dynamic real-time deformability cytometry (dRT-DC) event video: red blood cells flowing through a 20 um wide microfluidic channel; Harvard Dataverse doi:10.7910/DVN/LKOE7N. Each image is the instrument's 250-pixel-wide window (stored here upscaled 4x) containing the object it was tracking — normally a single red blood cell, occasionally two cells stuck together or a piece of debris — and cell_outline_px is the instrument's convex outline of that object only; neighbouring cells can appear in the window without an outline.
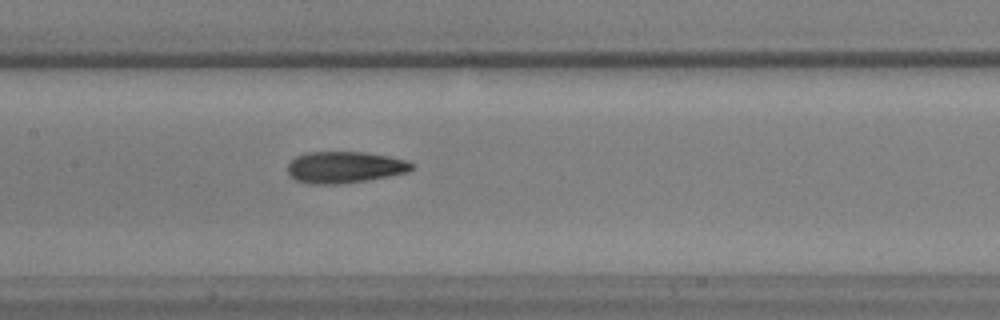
{"species": "common noctule bat (a hibernating species)", "species_latin": "Nyctalus noctula", "temperature_condition": "warm", "stored_images_in_passage": 35, "camera_frame_rate_fps": 3000, "um_per_image_px": 0.085, "animal": {"sex": "male", "body_mass_g": 17.9, "forearm_length_mm": 54.2}, "frame": {"image": 1, "passage_image": 14, "time_ms": 4.333, "image_size_px": [1000, 320], "cell_outline_px": [[412, 168], [408, 172], [388, 176], [364, 180], [336, 184], [308, 184], [296, 180], [288, 176], [288, 164], [296, 156], [308, 152], [364, 152], [388, 156], [408, 160], [412, 164]], "centroid_in_image_um": [29.26, 14.21], "position_along_channel_um": 178.1, "area_um2": 22.72}}
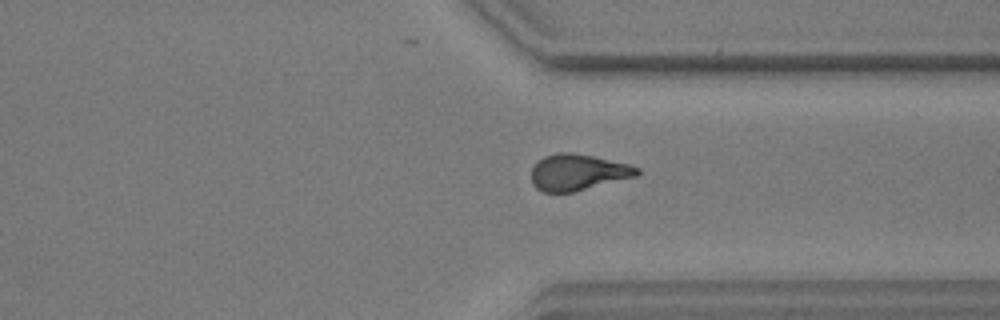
{"frame": {"image": 2, "passage_image": 27, "time_ms": 8.667, "image_size_px": [1000, 320], "cell_outline_px": [[640, 172], [636, 176], [572, 192], [544, 192], [536, 188], [532, 184], [532, 168], [544, 156], [556, 152], [572, 152], [592, 156], [628, 164], [640, 168]], "centroid_in_image_um": [49.1, 14.64], "position_along_channel_um": 362.3, "area_um2": 22.08}}
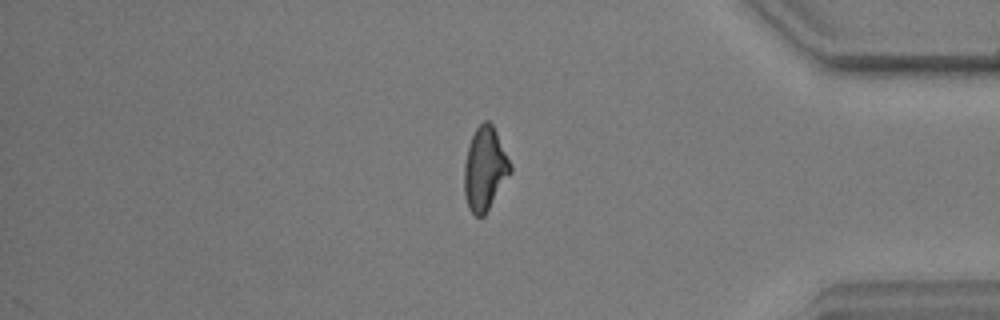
{"frame": {"image": 3, "passage_image": 31, "time_ms": 10.0, "image_size_px": [1000, 320], "cell_outline_px": [[512, 172], [484, 216], [476, 216], [468, 208], [464, 196], [464, 164], [468, 148], [472, 136], [476, 128], [484, 120], [488, 120], [492, 124], [512, 164]], "centroid_in_image_um": [41.22, 14.36], "position_along_channel_um": 394.0, "area_um2": 22.43}}